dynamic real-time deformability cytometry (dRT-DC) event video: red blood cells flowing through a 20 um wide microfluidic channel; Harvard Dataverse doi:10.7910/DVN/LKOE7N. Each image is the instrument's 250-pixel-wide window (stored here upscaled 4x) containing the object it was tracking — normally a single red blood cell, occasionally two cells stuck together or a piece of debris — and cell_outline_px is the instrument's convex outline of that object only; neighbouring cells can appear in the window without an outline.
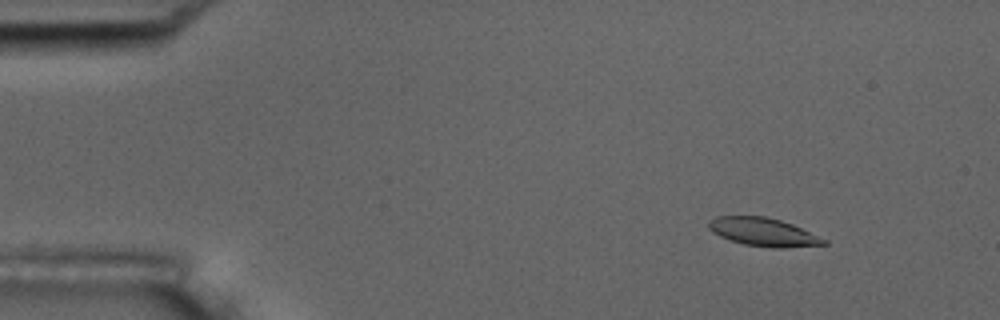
{"species": "common noctule bat (a hibernating species)", "species_latin": "Nyctalus noctula", "temperature_condition": "room temperature", "stored_images_in_passage": 4, "camera_frame_rate_fps": 3000, "um_per_image_px": 0.085, "animal": {"sex": "male", "body_mass_g": 17.5, "forearm_length_mm": 52.3}, "frame": {"image": 1, "passage_image": 2, "time_ms": 1.333, "image_size_px": [1000, 320], "cell_outline_px": [[828, 244], [784, 248], [772, 248], [744, 244], [720, 236], [712, 232], [708, 228], [708, 220], [716, 216], [764, 216], [780, 220], [792, 224], [828, 240]], "centroid_in_image_um": [64.88, 19.72], "position_along_channel_um": 20.1, "area_um2": 18.96}}